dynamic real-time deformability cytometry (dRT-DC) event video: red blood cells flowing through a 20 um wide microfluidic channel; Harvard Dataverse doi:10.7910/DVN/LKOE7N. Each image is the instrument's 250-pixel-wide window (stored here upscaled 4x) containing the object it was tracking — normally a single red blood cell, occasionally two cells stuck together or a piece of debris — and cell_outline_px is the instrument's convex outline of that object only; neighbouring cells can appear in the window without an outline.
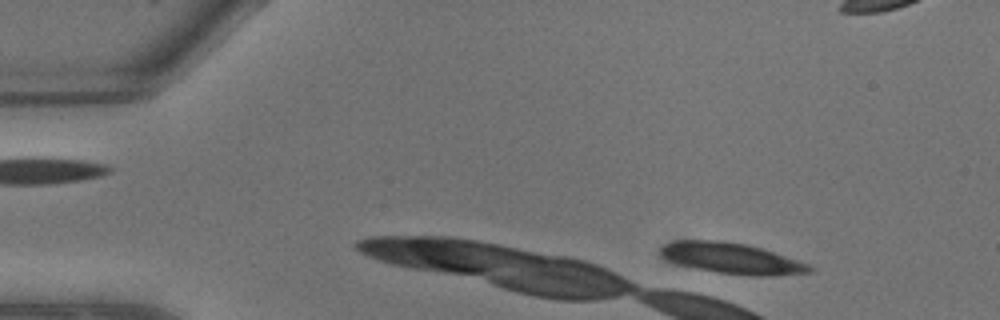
{"species": "common noctule bat (a hibernating species)", "species_latin": "Nyctalus noctula", "temperature_condition": "warm", "stored_images_in_passage": 7, "camera_frame_rate_fps": 3000, "um_per_image_px": 0.085, "animal": {"sex": "male", "body_mass_g": 13.3}, "frame": {"image": 1, "passage_image": 2, "time_ms": 0.333, "image_size_px": [1000, 320], "cell_outline_px": [[816, 268], [812, 272], [772, 276], [752, 276], [720, 272], [680, 264], [664, 256], [660, 252], [660, 248], [664, 244], [676, 240], [724, 240], [744, 244], [760, 248], [808, 264]], "centroid_in_image_um": [62.24, 21.95], "position_along_channel_um": 22.8, "area_um2": 26.18}}